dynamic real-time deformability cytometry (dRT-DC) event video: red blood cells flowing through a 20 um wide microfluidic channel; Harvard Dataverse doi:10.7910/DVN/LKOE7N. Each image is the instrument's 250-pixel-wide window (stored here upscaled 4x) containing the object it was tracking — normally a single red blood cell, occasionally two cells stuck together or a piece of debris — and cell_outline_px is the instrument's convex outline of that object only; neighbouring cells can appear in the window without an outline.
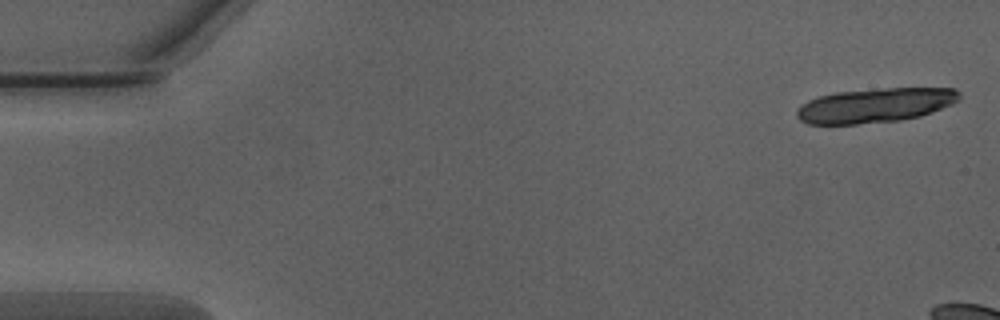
{"species": "Egyptian fruit bat (a non-hibernating species)", "species_latin": "Rousettus aegyptiacus", "temperature_condition": "warm", "stored_images_in_passage": 9, "camera_frame_rate_fps": 3000, "um_per_image_px": 0.085, "animal": {"sex": "male"}, "frame": {"image": 1, "passage_image": 1, "time_ms": 0.0, "image_size_px": [1000, 320], "cell_outline_px": [[960, 100], [952, 104], [932, 112], [920, 116], [900, 120], [856, 124], [808, 124], [800, 120], [796, 116], [796, 112], [808, 100], [820, 96], [836, 92], [884, 88], [956, 88], [960, 92]], "centroid_in_image_um": [74.43, 8.95], "position_along_channel_um": 10.6, "area_um2": 32.54}}